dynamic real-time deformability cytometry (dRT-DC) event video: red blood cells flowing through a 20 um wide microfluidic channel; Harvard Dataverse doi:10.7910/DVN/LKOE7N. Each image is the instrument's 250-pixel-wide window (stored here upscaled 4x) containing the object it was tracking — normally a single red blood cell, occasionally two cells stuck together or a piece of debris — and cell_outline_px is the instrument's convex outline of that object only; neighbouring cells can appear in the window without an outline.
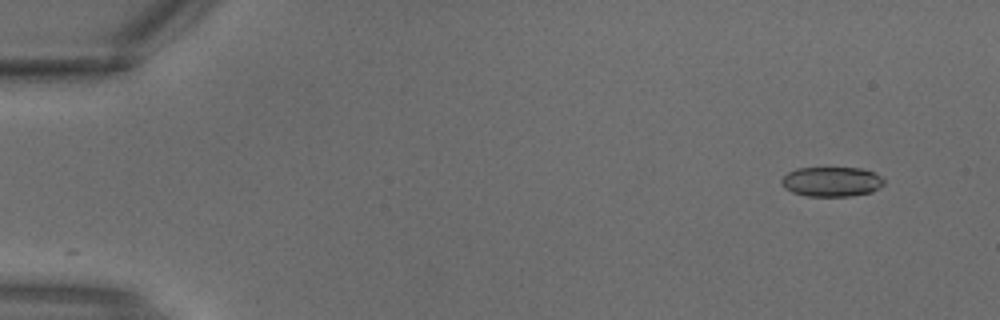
{"species": "common noctule bat (a hibernating species)", "species_latin": "Nyctalus noctula", "temperature_condition": "warm", "stored_images_in_passage": 3, "segment_of_instrument_passage": [1, 2], "camera_frame_rate_fps": 3000, "um_per_image_px": 0.085, "animal": {"sex": "male", "body_mass_g": 18.8}, "frame": {"image": 1, "passage_image": 1, "time_ms": 0.0, "image_size_px": [1000, 320], "cell_outline_px": [[884, 184], [872, 192], [852, 196], [808, 196], [792, 192], [784, 188], [780, 184], [780, 180], [788, 172], [796, 168], [860, 168], [872, 172], [880, 176], [884, 180]], "centroid_in_image_um": [70.66, 15.45], "position_along_channel_um": 14.3, "area_um2": 17.8}}
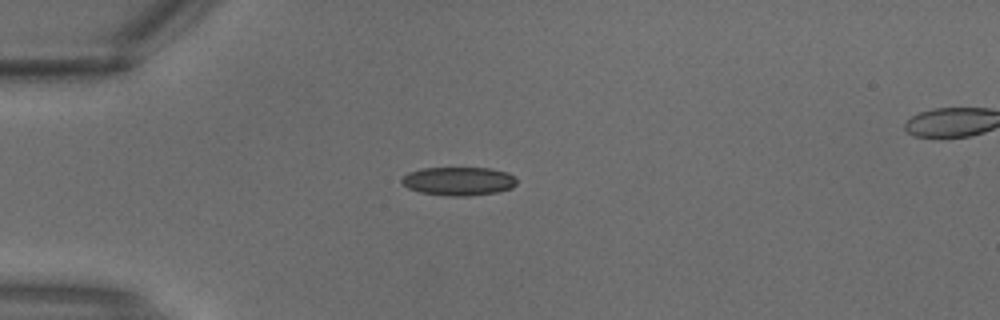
{"frame": {"image": 2, "passage_image": 2, "time_ms": 0.333, "image_size_px": [1000, 320], "cell_outline_px": [[516, 184], [512, 188], [496, 192], [468, 196], [444, 196], [420, 192], [408, 188], [400, 184], [400, 180], [408, 172], [424, 168], [492, 168], [508, 172], [516, 180]], "centroid_in_image_um": [38.95, 15.4], "position_along_channel_um": 46.0, "area_um2": 19.25}}